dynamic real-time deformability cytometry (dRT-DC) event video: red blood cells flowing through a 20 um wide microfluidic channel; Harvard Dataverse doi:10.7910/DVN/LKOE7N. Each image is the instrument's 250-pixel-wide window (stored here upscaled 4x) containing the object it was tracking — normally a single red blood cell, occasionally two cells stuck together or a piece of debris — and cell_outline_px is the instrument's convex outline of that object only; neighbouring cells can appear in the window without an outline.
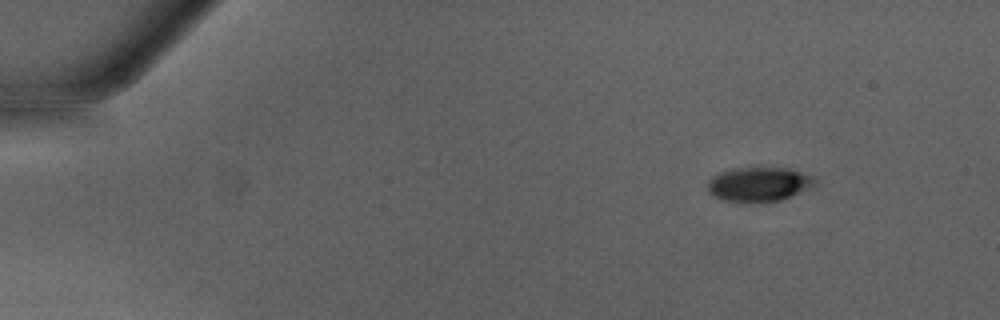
{"species": "Egyptian fruit bat (a non-hibernating species)", "species_latin": "Rousettus aegyptiacus", "temperature_condition": "warm", "stored_images_in_passage": 44, "camera_frame_rate_fps": 3000, "um_per_image_px": 0.085, "animal": {"sex": "male"}, "frame": {"image": 1, "passage_image": 1, "time_ms": 0.0, "image_size_px": [1000, 320], "cell_outline_px": [[816, 184], [808, 188], [780, 200], [760, 204], [744, 204], [720, 200], [708, 192], [708, 180], [712, 176], [720, 172], [732, 168], [788, 168], [800, 172], [816, 180]], "centroid_in_image_um": [64.41, 15.7], "position_along_channel_um": 20.6, "area_um2": 21.79}}
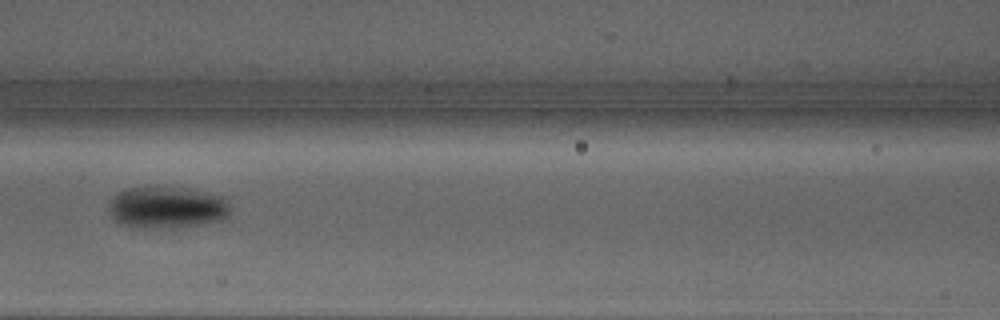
{"frame": {"image": 2, "passage_image": 18, "time_ms": 5.667, "image_size_px": [1000, 320], "cell_outline_px": [[228, 216], [220, 220], [172, 228], [136, 228], [124, 224], [116, 220], [108, 208], [112, 200], [120, 192], [128, 188], [164, 184], [224, 196], [228, 204]], "centroid_in_image_um": [14.18, 17.6], "position_along_channel_um": 152.4, "area_um2": 29.65}}
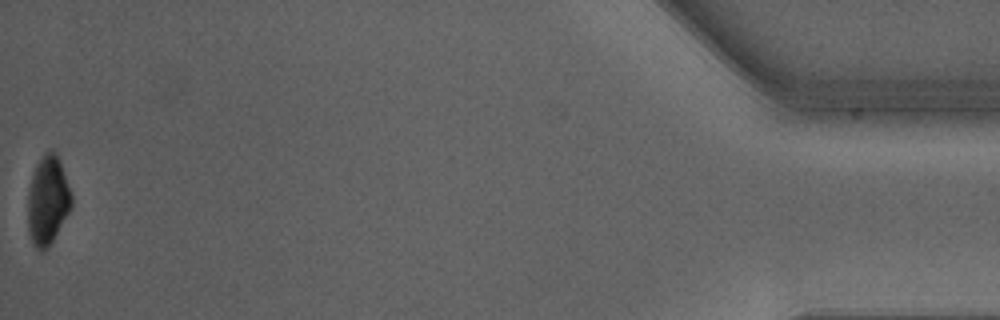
{"frame": {"image": 3, "passage_image": 44, "time_ms": 14.333, "image_size_px": [1000, 320], "cell_outline_px": [[72, 204], [68, 212], [48, 248], [40, 252], [36, 248], [28, 232], [28, 192], [32, 176], [36, 164], [44, 152], [48, 148], [52, 148], [56, 152], [72, 196]], "centroid_in_image_um": [4.03, 17.0], "position_along_channel_um": 431.2, "area_um2": 22.37}, "authors_computed_cell_mechanics": {"area_um2": 26.4435, "velocity_mm_per_s": 4.2876, "shape_relaxation_time_tau1_ms": 2.2256, "shape_relaxation_time_tau2_ms": null, "deformation_change_tau1": 0.1484, "deformation_change_tau2": null}}